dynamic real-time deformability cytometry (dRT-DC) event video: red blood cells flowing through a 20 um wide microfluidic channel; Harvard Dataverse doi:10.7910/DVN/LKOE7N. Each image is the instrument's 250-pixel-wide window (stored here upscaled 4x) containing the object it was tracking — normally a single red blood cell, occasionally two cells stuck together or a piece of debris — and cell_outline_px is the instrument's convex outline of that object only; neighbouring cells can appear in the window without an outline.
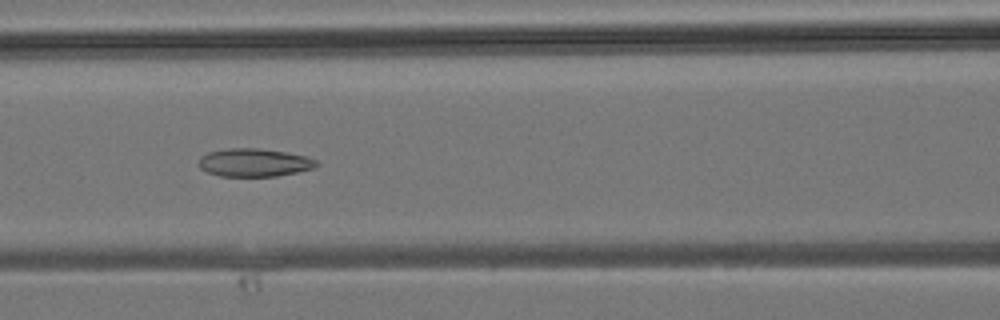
{"species": "common noctule bat (a hibernating species)", "species_latin": "Nyctalus noctula", "temperature_condition": "room temperature", "stored_images_in_passage": 36, "camera_frame_rate_fps": 3000, "um_per_image_px": 0.085, "animal": {"sex": "male", "body_mass_g": 19.2, "forearm_length_mm": 51.8}, "frame": {"image": 1, "passage_image": 15, "time_ms": 4.667, "image_size_px": [1000, 320], "cell_outline_px": [[320, 164], [316, 168], [276, 176], [220, 176], [208, 172], [200, 168], [200, 156], [208, 152], [228, 148], [256, 148], [284, 152], [308, 156], [316, 160]], "centroid_in_image_um": [21.64, 13.82], "position_along_channel_um": 145.0, "area_um2": 19.25}}
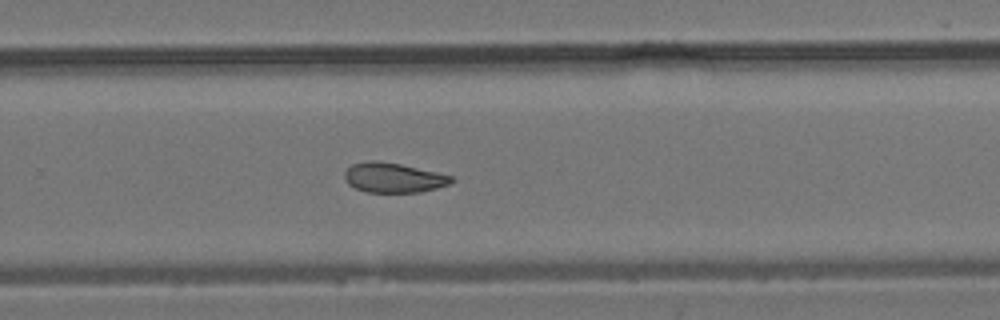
{"frame": {"image": 2, "passage_image": 23, "time_ms": 7.333, "image_size_px": [1000, 320], "cell_outline_px": [[456, 180], [448, 184], [436, 188], [420, 192], [368, 192], [356, 188], [348, 184], [344, 176], [344, 172], [352, 164], [364, 160], [376, 160], [400, 164], [436, 172], [452, 176]], "centroid_in_image_um": [33.42, 15.09], "position_along_channel_um": 296.4, "area_um2": 18.5}}
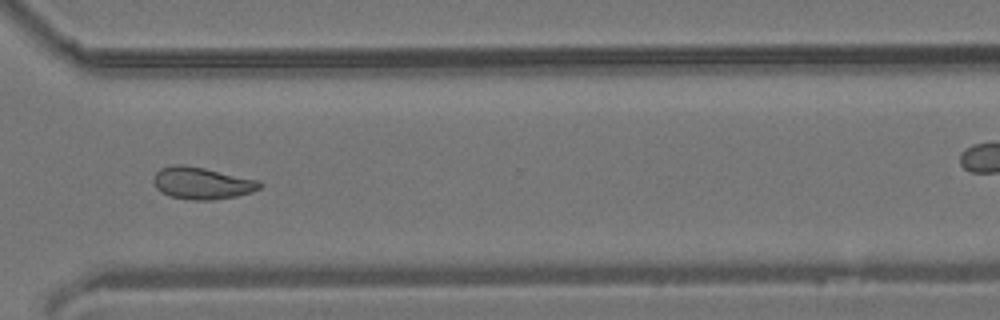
{"frame": {"image": 3, "passage_image": 26, "time_ms": 8.333, "image_size_px": [1000, 320], "cell_outline_px": [[264, 184], [260, 188], [252, 192], [236, 196], [212, 200], [192, 200], [172, 196], [160, 192], [156, 188], [152, 180], [152, 176], [160, 168], [172, 164], [180, 164], [204, 168], [260, 180]], "centroid_in_image_um": [17.15, 15.56], "position_along_channel_um": 353.4, "area_um2": 20.0}}